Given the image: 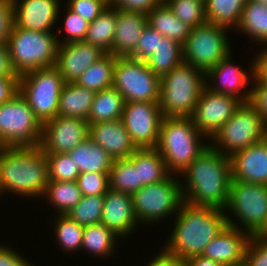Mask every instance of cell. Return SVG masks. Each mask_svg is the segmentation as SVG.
Listing matches in <instances>:
<instances>
[{
  "label": "cell",
  "mask_w": 267,
  "mask_h": 266,
  "mask_svg": "<svg viewBox=\"0 0 267 266\" xmlns=\"http://www.w3.org/2000/svg\"><path fill=\"white\" fill-rule=\"evenodd\" d=\"M0 77H19L12 67L7 43L0 42Z\"/></svg>",
  "instance_id": "obj_54"
},
{
  "label": "cell",
  "mask_w": 267,
  "mask_h": 266,
  "mask_svg": "<svg viewBox=\"0 0 267 266\" xmlns=\"http://www.w3.org/2000/svg\"><path fill=\"white\" fill-rule=\"evenodd\" d=\"M60 3L62 1L59 0H12L14 26L32 31L53 32L59 15L63 13Z\"/></svg>",
  "instance_id": "obj_18"
},
{
  "label": "cell",
  "mask_w": 267,
  "mask_h": 266,
  "mask_svg": "<svg viewBox=\"0 0 267 266\" xmlns=\"http://www.w3.org/2000/svg\"><path fill=\"white\" fill-rule=\"evenodd\" d=\"M251 236L237 227H226L204 248L201 254L225 266H242Z\"/></svg>",
  "instance_id": "obj_21"
},
{
  "label": "cell",
  "mask_w": 267,
  "mask_h": 266,
  "mask_svg": "<svg viewBox=\"0 0 267 266\" xmlns=\"http://www.w3.org/2000/svg\"><path fill=\"white\" fill-rule=\"evenodd\" d=\"M242 266H267V237L254 235L249 238Z\"/></svg>",
  "instance_id": "obj_44"
},
{
  "label": "cell",
  "mask_w": 267,
  "mask_h": 266,
  "mask_svg": "<svg viewBox=\"0 0 267 266\" xmlns=\"http://www.w3.org/2000/svg\"><path fill=\"white\" fill-rule=\"evenodd\" d=\"M179 176L184 178L180 181L185 202L225 208L232 182L230 157L209 145Z\"/></svg>",
  "instance_id": "obj_1"
},
{
  "label": "cell",
  "mask_w": 267,
  "mask_h": 266,
  "mask_svg": "<svg viewBox=\"0 0 267 266\" xmlns=\"http://www.w3.org/2000/svg\"><path fill=\"white\" fill-rule=\"evenodd\" d=\"M179 177L171 174L161 182L143 186L132 195L135 217L141 227L143 224L153 226L177 215L184 201Z\"/></svg>",
  "instance_id": "obj_9"
},
{
  "label": "cell",
  "mask_w": 267,
  "mask_h": 266,
  "mask_svg": "<svg viewBox=\"0 0 267 266\" xmlns=\"http://www.w3.org/2000/svg\"><path fill=\"white\" fill-rule=\"evenodd\" d=\"M136 168H138L139 183L142 186L161 182L171 175L166 162L156 148L137 149Z\"/></svg>",
  "instance_id": "obj_32"
},
{
  "label": "cell",
  "mask_w": 267,
  "mask_h": 266,
  "mask_svg": "<svg viewBox=\"0 0 267 266\" xmlns=\"http://www.w3.org/2000/svg\"><path fill=\"white\" fill-rule=\"evenodd\" d=\"M227 30L229 31L228 28L208 22L191 29L183 45L184 62L206 74L220 60L232 54Z\"/></svg>",
  "instance_id": "obj_12"
},
{
  "label": "cell",
  "mask_w": 267,
  "mask_h": 266,
  "mask_svg": "<svg viewBox=\"0 0 267 266\" xmlns=\"http://www.w3.org/2000/svg\"><path fill=\"white\" fill-rule=\"evenodd\" d=\"M190 117H163L156 149L172 175L182 172L209 146Z\"/></svg>",
  "instance_id": "obj_4"
},
{
  "label": "cell",
  "mask_w": 267,
  "mask_h": 266,
  "mask_svg": "<svg viewBox=\"0 0 267 266\" xmlns=\"http://www.w3.org/2000/svg\"><path fill=\"white\" fill-rule=\"evenodd\" d=\"M120 239L111 229L102 223L85 226L83 230V240L81 250L86 253L93 254L95 258H103V260L113 256L117 252V239ZM116 248V249H115ZM116 250V251H115Z\"/></svg>",
  "instance_id": "obj_30"
},
{
  "label": "cell",
  "mask_w": 267,
  "mask_h": 266,
  "mask_svg": "<svg viewBox=\"0 0 267 266\" xmlns=\"http://www.w3.org/2000/svg\"><path fill=\"white\" fill-rule=\"evenodd\" d=\"M67 154L72 158L80 173H110L113 159L90 137L82 141Z\"/></svg>",
  "instance_id": "obj_26"
},
{
  "label": "cell",
  "mask_w": 267,
  "mask_h": 266,
  "mask_svg": "<svg viewBox=\"0 0 267 266\" xmlns=\"http://www.w3.org/2000/svg\"><path fill=\"white\" fill-rule=\"evenodd\" d=\"M125 100L113 86L95 93L88 117V124L120 119L124 110Z\"/></svg>",
  "instance_id": "obj_29"
},
{
  "label": "cell",
  "mask_w": 267,
  "mask_h": 266,
  "mask_svg": "<svg viewBox=\"0 0 267 266\" xmlns=\"http://www.w3.org/2000/svg\"><path fill=\"white\" fill-rule=\"evenodd\" d=\"M253 85L249 104L261 115L262 120L267 124V83H253Z\"/></svg>",
  "instance_id": "obj_49"
},
{
  "label": "cell",
  "mask_w": 267,
  "mask_h": 266,
  "mask_svg": "<svg viewBox=\"0 0 267 266\" xmlns=\"http://www.w3.org/2000/svg\"><path fill=\"white\" fill-rule=\"evenodd\" d=\"M14 26V12L12 0H0V42L7 40Z\"/></svg>",
  "instance_id": "obj_48"
},
{
  "label": "cell",
  "mask_w": 267,
  "mask_h": 266,
  "mask_svg": "<svg viewBox=\"0 0 267 266\" xmlns=\"http://www.w3.org/2000/svg\"><path fill=\"white\" fill-rule=\"evenodd\" d=\"M232 181L267 185V143L262 140L230 156Z\"/></svg>",
  "instance_id": "obj_22"
},
{
  "label": "cell",
  "mask_w": 267,
  "mask_h": 266,
  "mask_svg": "<svg viewBox=\"0 0 267 266\" xmlns=\"http://www.w3.org/2000/svg\"><path fill=\"white\" fill-rule=\"evenodd\" d=\"M118 237L125 239L132 236L139 223L135 217L133 197L131 194L116 192L111 189L104 195V206L101 221Z\"/></svg>",
  "instance_id": "obj_20"
},
{
  "label": "cell",
  "mask_w": 267,
  "mask_h": 266,
  "mask_svg": "<svg viewBox=\"0 0 267 266\" xmlns=\"http://www.w3.org/2000/svg\"><path fill=\"white\" fill-rule=\"evenodd\" d=\"M0 245V266H35L17 250L10 246ZM10 247V248H9ZM21 254V255H20Z\"/></svg>",
  "instance_id": "obj_50"
},
{
  "label": "cell",
  "mask_w": 267,
  "mask_h": 266,
  "mask_svg": "<svg viewBox=\"0 0 267 266\" xmlns=\"http://www.w3.org/2000/svg\"><path fill=\"white\" fill-rule=\"evenodd\" d=\"M104 206V195L83 196L80 202L66 215L81 226L100 223Z\"/></svg>",
  "instance_id": "obj_40"
},
{
  "label": "cell",
  "mask_w": 267,
  "mask_h": 266,
  "mask_svg": "<svg viewBox=\"0 0 267 266\" xmlns=\"http://www.w3.org/2000/svg\"><path fill=\"white\" fill-rule=\"evenodd\" d=\"M205 82V73L184 61L161 76L158 104L163 116L190 117Z\"/></svg>",
  "instance_id": "obj_5"
},
{
  "label": "cell",
  "mask_w": 267,
  "mask_h": 266,
  "mask_svg": "<svg viewBox=\"0 0 267 266\" xmlns=\"http://www.w3.org/2000/svg\"><path fill=\"white\" fill-rule=\"evenodd\" d=\"M160 76L154 74L145 61L116 57L113 87L125 102H158Z\"/></svg>",
  "instance_id": "obj_13"
},
{
  "label": "cell",
  "mask_w": 267,
  "mask_h": 266,
  "mask_svg": "<svg viewBox=\"0 0 267 266\" xmlns=\"http://www.w3.org/2000/svg\"><path fill=\"white\" fill-rule=\"evenodd\" d=\"M67 6L89 23L93 22L107 7L108 0H68Z\"/></svg>",
  "instance_id": "obj_46"
},
{
  "label": "cell",
  "mask_w": 267,
  "mask_h": 266,
  "mask_svg": "<svg viewBox=\"0 0 267 266\" xmlns=\"http://www.w3.org/2000/svg\"><path fill=\"white\" fill-rule=\"evenodd\" d=\"M173 14L192 29L207 22L205 3L201 0H163Z\"/></svg>",
  "instance_id": "obj_39"
},
{
  "label": "cell",
  "mask_w": 267,
  "mask_h": 266,
  "mask_svg": "<svg viewBox=\"0 0 267 266\" xmlns=\"http://www.w3.org/2000/svg\"><path fill=\"white\" fill-rule=\"evenodd\" d=\"M41 136L42 124L19 92L0 105V147H38Z\"/></svg>",
  "instance_id": "obj_8"
},
{
  "label": "cell",
  "mask_w": 267,
  "mask_h": 266,
  "mask_svg": "<svg viewBox=\"0 0 267 266\" xmlns=\"http://www.w3.org/2000/svg\"><path fill=\"white\" fill-rule=\"evenodd\" d=\"M89 137L113 160L127 159L137 150L121 118L90 124Z\"/></svg>",
  "instance_id": "obj_23"
},
{
  "label": "cell",
  "mask_w": 267,
  "mask_h": 266,
  "mask_svg": "<svg viewBox=\"0 0 267 266\" xmlns=\"http://www.w3.org/2000/svg\"><path fill=\"white\" fill-rule=\"evenodd\" d=\"M152 257L146 266H185L184 261L175 255L166 252L163 248Z\"/></svg>",
  "instance_id": "obj_53"
},
{
  "label": "cell",
  "mask_w": 267,
  "mask_h": 266,
  "mask_svg": "<svg viewBox=\"0 0 267 266\" xmlns=\"http://www.w3.org/2000/svg\"><path fill=\"white\" fill-rule=\"evenodd\" d=\"M19 92V77H0V105Z\"/></svg>",
  "instance_id": "obj_52"
},
{
  "label": "cell",
  "mask_w": 267,
  "mask_h": 266,
  "mask_svg": "<svg viewBox=\"0 0 267 266\" xmlns=\"http://www.w3.org/2000/svg\"><path fill=\"white\" fill-rule=\"evenodd\" d=\"M106 53L85 41L58 44L55 67L64 83H75L79 76Z\"/></svg>",
  "instance_id": "obj_19"
},
{
  "label": "cell",
  "mask_w": 267,
  "mask_h": 266,
  "mask_svg": "<svg viewBox=\"0 0 267 266\" xmlns=\"http://www.w3.org/2000/svg\"><path fill=\"white\" fill-rule=\"evenodd\" d=\"M117 24L116 8L108 6L89 24L84 41L112 54V43Z\"/></svg>",
  "instance_id": "obj_31"
},
{
  "label": "cell",
  "mask_w": 267,
  "mask_h": 266,
  "mask_svg": "<svg viewBox=\"0 0 267 266\" xmlns=\"http://www.w3.org/2000/svg\"><path fill=\"white\" fill-rule=\"evenodd\" d=\"M224 211L227 225L262 235L267 229V185L232 181Z\"/></svg>",
  "instance_id": "obj_6"
},
{
  "label": "cell",
  "mask_w": 267,
  "mask_h": 266,
  "mask_svg": "<svg viewBox=\"0 0 267 266\" xmlns=\"http://www.w3.org/2000/svg\"><path fill=\"white\" fill-rule=\"evenodd\" d=\"M185 266H225L215 260L205 258L202 255L194 256L184 261Z\"/></svg>",
  "instance_id": "obj_55"
},
{
  "label": "cell",
  "mask_w": 267,
  "mask_h": 266,
  "mask_svg": "<svg viewBox=\"0 0 267 266\" xmlns=\"http://www.w3.org/2000/svg\"><path fill=\"white\" fill-rule=\"evenodd\" d=\"M163 37L157 30L147 24L140 35L134 52L129 57L146 62L156 50L158 38Z\"/></svg>",
  "instance_id": "obj_45"
},
{
  "label": "cell",
  "mask_w": 267,
  "mask_h": 266,
  "mask_svg": "<svg viewBox=\"0 0 267 266\" xmlns=\"http://www.w3.org/2000/svg\"><path fill=\"white\" fill-rule=\"evenodd\" d=\"M248 35L251 42L267 45V4L247 0L236 32Z\"/></svg>",
  "instance_id": "obj_28"
},
{
  "label": "cell",
  "mask_w": 267,
  "mask_h": 266,
  "mask_svg": "<svg viewBox=\"0 0 267 266\" xmlns=\"http://www.w3.org/2000/svg\"><path fill=\"white\" fill-rule=\"evenodd\" d=\"M53 232H55L59 248L62 247L64 253L72 255L81 251L84 227L72 220L67 215H55L53 218Z\"/></svg>",
  "instance_id": "obj_38"
},
{
  "label": "cell",
  "mask_w": 267,
  "mask_h": 266,
  "mask_svg": "<svg viewBox=\"0 0 267 266\" xmlns=\"http://www.w3.org/2000/svg\"><path fill=\"white\" fill-rule=\"evenodd\" d=\"M247 0H206L205 13L208 23L223 26L229 30L238 27ZM231 27V28H230Z\"/></svg>",
  "instance_id": "obj_35"
},
{
  "label": "cell",
  "mask_w": 267,
  "mask_h": 266,
  "mask_svg": "<svg viewBox=\"0 0 267 266\" xmlns=\"http://www.w3.org/2000/svg\"><path fill=\"white\" fill-rule=\"evenodd\" d=\"M147 22L162 36L170 38L181 45L185 44L192 29L181 22L164 1L147 14Z\"/></svg>",
  "instance_id": "obj_27"
},
{
  "label": "cell",
  "mask_w": 267,
  "mask_h": 266,
  "mask_svg": "<svg viewBox=\"0 0 267 266\" xmlns=\"http://www.w3.org/2000/svg\"><path fill=\"white\" fill-rule=\"evenodd\" d=\"M264 141L267 143V124L265 125Z\"/></svg>",
  "instance_id": "obj_56"
},
{
  "label": "cell",
  "mask_w": 267,
  "mask_h": 266,
  "mask_svg": "<svg viewBox=\"0 0 267 266\" xmlns=\"http://www.w3.org/2000/svg\"><path fill=\"white\" fill-rule=\"evenodd\" d=\"M115 63L114 55L105 54L84 71L75 83L94 92L110 88L113 86Z\"/></svg>",
  "instance_id": "obj_37"
},
{
  "label": "cell",
  "mask_w": 267,
  "mask_h": 266,
  "mask_svg": "<svg viewBox=\"0 0 267 266\" xmlns=\"http://www.w3.org/2000/svg\"><path fill=\"white\" fill-rule=\"evenodd\" d=\"M95 93L76 83H65L59 96L58 115L88 120Z\"/></svg>",
  "instance_id": "obj_25"
},
{
  "label": "cell",
  "mask_w": 267,
  "mask_h": 266,
  "mask_svg": "<svg viewBox=\"0 0 267 266\" xmlns=\"http://www.w3.org/2000/svg\"><path fill=\"white\" fill-rule=\"evenodd\" d=\"M44 197V198H43ZM83 195L76 181H48L43 199L50 202L57 215H66L80 202Z\"/></svg>",
  "instance_id": "obj_33"
},
{
  "label": "cell",
  "mask_w": 267,
  "mask_h": 266,
  "mask_svg": "<svg viewBox=\"0 0 267 266\" xmlns=\"http://www.w3.org/2000/svg\"><path fill=\"white\" fill-rule=\"evenodd\" d=\"M163 114L158 102H125L121 120L137 149L156 148Z\"/></svg>",
  "instance_id": "obj_14"
},
{
  "label": "cell",
  "mask_w": 267,
  "mask_h": 266,
  "mask_svg": "<svg viewBox=\"0 0 267 266\" xmlns=\"http://www.w3.org/2000/svg\"><path fill=\"white\" fill-rule=\"evenodd\" d=\"M163 0H108V6L147 15Z\"/></svg>",
  "instance_id": "obj_47"
},
{
  "label": "cell",
  "mask_w": 267,
  "mask_h": 266,
  "mask_svg": "<svg viewBox=\"0 0 267 266\" xmlns=\"http://www.w3.org/2000/svg\"><path fill=\"white\" fill-rule=\"evenodd\" d=\"M174 226L162 247L182 261L199 256L227 225L224 209L182 202Z\"/></svg>",
  "instance_id": "obj_2"
},
{
  "label": "cell",
  "mask_w": 267,
  "mask_h": 266,
  "mask_svg": "<svg viewBox=\"0 0 267 266\" xmlns=\"http://www.w3.org/2000/svg\"><path fill=\"white\" fill-rule=\"evenodd\" d=\"M264 47V48H262ZM258 50L254 60V80L252 83H267V45Z\"/></svg>",
  "instance_id": "obj_51"
},
{
  "label": "cell",
  "mask_w": 267,
  "mask_h": 266,
  "mask_svg": "<svg viewBox=\"0 0 267 266\" xmlns=\"http://www.w3.org/2000/svg\"><path fill=\"white\" fill-rule=\"evenodd\" d=\"M64 84L55 66L36 69L19 77V93L41 124L58 115L59 96Z\"/></svg>",
  "instance_id": "obj_11"
},
{
  "label": "cell",
  "mask_w": 267,
  "mask_h": 266,
  "mask_svg": "<svg viewBox=\"0 0 267 266\" xmlns=\"http://www.w3.org/2000/svg\"><path fill=\"white\" fill-rule=\"evenodd\" d=\"M66 7L67 8L64 9V11L66 10V14H64V21L62 22L64 23L62 26L64 25L63 30L65 31L64 34H62V36L64 35V39L61 40L59 34H56L58 44L84 41L90 23L77 13L73 12L67 5Z\"/></svg>",
  "instance_id": "obj_42"
},
{
  "label": "cell",
  "mask_w": 267,
  "mask_h": 266,
  "mask_svg": "<svg viewBox=\"0 0 267 266\" xmlns=\"http://www.w3.org/2000/svg\"><path fill=\"white\" fill-rule=\"evenodd\" d=\"M76 182L83 196L105 195L109 190V173H80Z\"/></svg>",
  "instance_id": "obj_43"
},
{
  "label": "cell",
  "mask_w": 267,
  "mask_h": 266,
  "mask_svg": "<svg viewBox=\"0 0 267 266\" xmlns=\"http://www.w3.org/2000/svg\"><path fill=\"white\" fill-rule=\"evenodd\" d=\"M265 123L249 104L242 103L232 117L213 135L209 145L230 157L264 140Z\"/></svg>",
  "instance_id": "obj_10"
},
{
  "label": "cell",
  "mask_w": 267,
  "mask_h": 266,
  "mask_svg": "<svg viewBox=\"0 0 267 266\" xmlns=\"http://www.w3.org/2000/svg\"><path fill=\"white\" fill-rule=\"evenodd\" d=\"M49 181L48 160L40 146L34 148L0 147V198L41 197Z\"/></svg>",
  "instance_id": "obj_3"
},
{
  "label": "cell",
  "mask_w": 267,
  "mask_h": 266,
  "mask_svg": "<svg viewBox=\"0 0 267 266\" xmlns=\"http://www.w3.org/2000/svg\"><path fill=\"white\" fill-rule=\"evenodd\" d=\"M183 61V45L163 37L158 38V46L146 64L154 74L161 77Z\"/></svg>",
  "instance_id": "obj_36"
},
{
  "label": "cell",
  "mask_w": 267,
  "mask_h": 266,
  "mask_svg": "<svg viewBox=\"0 0 267 266\" xmlns=\"http://www.w3.org/2000/svg\"><path fill=\"white\" fill-rule=\"evenodd\" d=\"M262 236L267 237V229H266V231L262 234Z\"/></svg>",
  "instance_id": "obj_58"
},
{
  "label": "cell",
  "mask_w": 267,
  "mask_h": 266,
  "mask_svg": "<svg viewBox=\"0 0 267 266\" xmlns=\"http://www.w3.org/2000/svg\"><path fill=\"white\" fill-rule=\"evenodd\" d=\"M116 15L112 55L129 57L134 52L144 27L148 24L147 15L120 9H116Z\"/></svg>",
  "instance_id": "obj_24"
},
{
  "label": "cell",
  "mask_w": 267,
  "mask_h": 266,
  "mask_svg": "<svg viewBox=\"0 0 267 266\" xmlns=\"http://www.w3.org/2000/svg\"><path fill=\"white\" fill-rule=\"evenodd\" d=\"M7 46L12 67L19 77L56 64L58 42L55 32L32 31L13 26Z\"/></svg>",
  "instance_id": "obj_7"
},
{
  "label": "cell",
  "mask_w": 267,
  "mask_h": 266,
  "mask_svg": "<svg viewBox=\"0 0 267 266\" xmlns=\"http://www.w3.org/2000/svg\"><path fill=\"white\" fill-rule=\"evenodd\" d=\"M48 160L49 181H76L80 172L68 154H45Z\"/></svg>",
  "instance_id": "obj_41"
},
{
  "label": "cell",
  "mask_w": 267,
  "mask_h": 266,
  "mask_svg": "<svg viewBox=\"0 0 267 266\" xmlns=\"http://www.w3.org/2000/svg\"><path fill=\"white\" fill-rule=\"evenodd\" d=\"M88 137L87 120L57 115L42 124L40 147L45 154H66Z\"/></svg>",
  "instance_id": "obj_17"
},
{
  "label": "cell",
  "mask_w": 267,
  "mask_h": 266,
  "mask_svg": "<svg viewBox=\"0 0 267 266\" xmlns=\"http://www.w3.org/2000/svg\"><path fill=\"white\" fill-rule=\"evenodd\" d=\"M142 187L136 168V151L127 159L113 160L109 173V189L133 195Z\"/></svg>",
  "instance_id": "obj_34"
},
{
  "label": "cell",
  "mask_w": 267,
  "mask_h": 266,
  "mask_svg": "<svg viewBox=\"0 0 267 266\" xmlns=\"http://www.w3.org/2000/svg\"><path fill=\"white\" fill-rule=\"evenodd\" d=\"M231 56L232 54L220 60L205 74L206 88L214 93L233 96L242 103H249L252 87L248 88V85L254 80V60H251L252 63L247 72L235 65Z\"/></svg>",
  "instance_id": "obj_16"
},
{
  "label": "cell",
  "mask_w": 267,
  "mask_h": 266,
  "mask_svg": "<svg viewBox=\"0 0 267 266\" xmlns=\"http://www.w3.org/2000/svg\"><path fill=\"white\" fill-rule=\"evenodd\" d=\"M241 104L233 96L214 93L205 87L190 118L200 133L210 140Z\"/></svg>",
  "instance_id": "obj_15"
},
{
  "label": "cell",
  "mask_w": 267,
  "mask_h": 266,
  "mask_svg": "<svg viewBox=\"0 0 267 266\" xmlns=\"http://www.w3.org/2000/svg\"><path fill=\"white\" fill-rule=\"evenodd\" d=\"M254 1L263 2V3L267 4V0H254Z\"/></svg>",
  "instance_id": "obj_57"
}]
</instances>
